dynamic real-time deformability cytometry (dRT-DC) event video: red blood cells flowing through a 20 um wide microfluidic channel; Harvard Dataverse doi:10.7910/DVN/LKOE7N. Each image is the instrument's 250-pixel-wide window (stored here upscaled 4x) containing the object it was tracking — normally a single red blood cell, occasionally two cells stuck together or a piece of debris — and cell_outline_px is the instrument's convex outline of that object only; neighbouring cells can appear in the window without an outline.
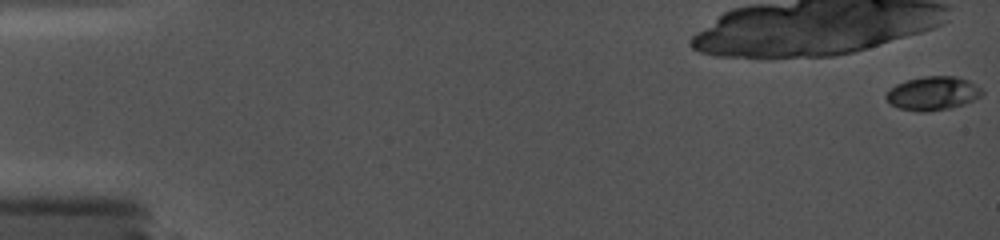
{"species": "common noctule bat (a hibernating species)", "species_latin": "Nyctalus noctula", "temperature_condition": "cold", "stored_images_in_passage": 7, "camera_frame_rate_fps": 5000, "um_per_image_px": 0.085, "animal": {"sex": "female", "body_mass_g": 19.0, "forearm_length_mm": 56.7}, "frame": {"image": 1, "passage_image": 1, "time_ms": 0.0, "image_size_px": [1000, 240], "cell_outline_px": [[984, 92], [980, 96], [964, 104], [948, 108], [920, 112], [900, 108], [892, 104], [884, 96], [896, 84], [904, 80], [924, 76], [956, 76], [968, 80], [980, 88]], "centroid_in_image_um": [79.28, 7.91], "position_along_channel_um": 5.7, "area_um2": 18.55}}